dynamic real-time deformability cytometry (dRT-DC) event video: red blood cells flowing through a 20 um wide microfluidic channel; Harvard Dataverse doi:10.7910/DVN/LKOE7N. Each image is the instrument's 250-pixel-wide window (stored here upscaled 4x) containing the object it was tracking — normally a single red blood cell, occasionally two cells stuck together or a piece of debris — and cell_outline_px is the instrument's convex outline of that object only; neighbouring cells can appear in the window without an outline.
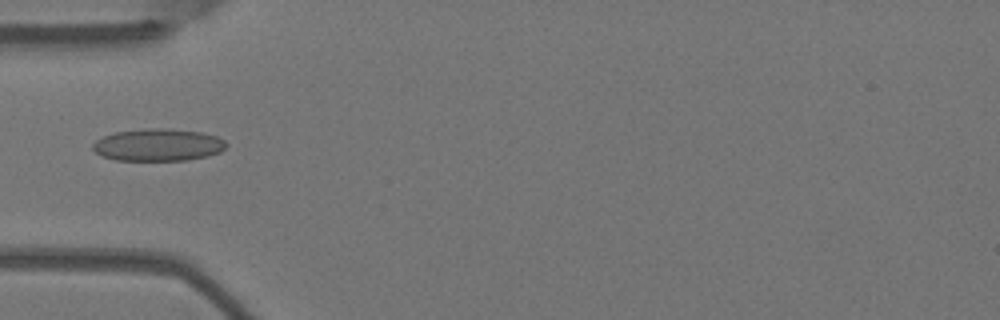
{"species": "Egyptian fruit bat (a non-hibernating species)", "species_latin": "Rousettus aegyptiacus", "temperature_condition": "warm", "stored_images_in_passage": 7, "camera_frame_rate_fps": 3000, "um_per_image_px": 0.085, "animal": {"sex": "female"}, "frame": {"image": 1, "passage_image": 4, "time_ms": 1.0, "image_size_px": [1000, 320], "cell_outline_px": [[228, 144], [220, 152], [208, 156], [188, 160], [116, 160], [100, 156], [92, 148], [92, 144], [96, 140], [104, 136], [116, 132], [152, 128], [160, 128], [200, 132], [216, 136], [224, 140]], "centroid_in_image_um": [13.43, 12.33], "position_along_channel_um": 71.6, "area_um2": 24.97}}
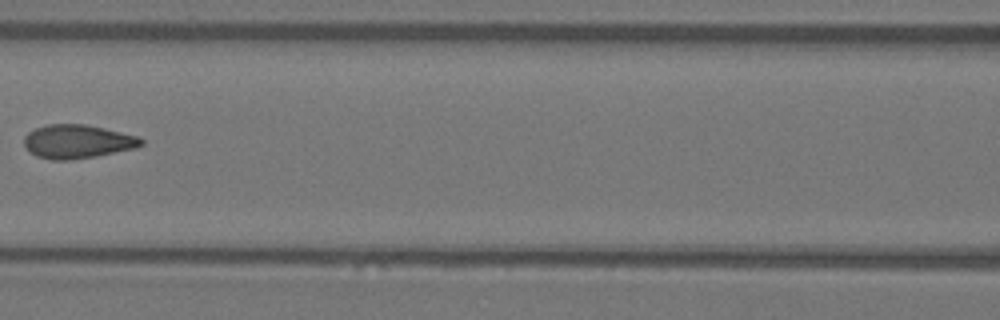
{"frame": {"image": 2, "passage_image": 6, "time_ms": 1.667, "image_size_px": [1000, 320], "cell_outline_px": [[144, 144], [136, 148], [96, 156], [72, 160], [52, 160], [36, 156], [28, 152], [24, 144], [24, 136], [28, 132], [36, 128], [48, 124], [84, 124], [104, 128], [140, 136], [144, 140]], "centroid_in_image_um": [6.59, 12.03], "position_along_channel_um": 160.0, "area_um2": 23.24}}
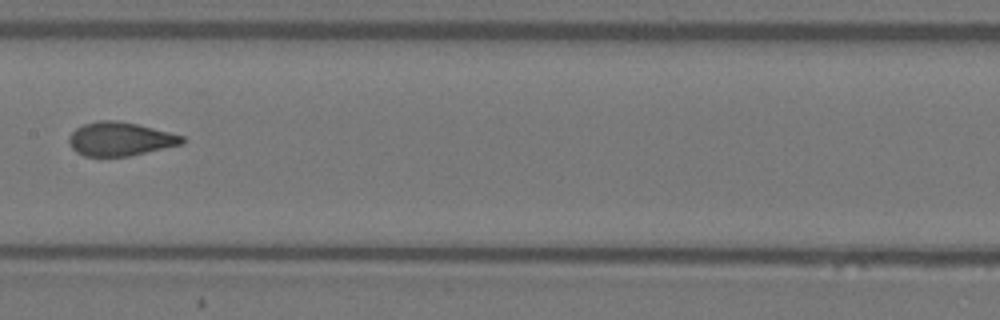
{"frame": {"image": 3, "passage_image": 7, "time_ms": 2.0, "image_size_px": [1000, 320], "cell_outline_px": [[184, 144], [128, 156], [84, 156], [76, 152], [68, 144], [68, 136], [76, 128], [84, 124], [96, 120], [116, 120], [136, 124], [184, 136]], "centroid_in_image_um": [10.17, 11.81], "position_along_channel_um": 197.2, "area_um2": 22.2}}